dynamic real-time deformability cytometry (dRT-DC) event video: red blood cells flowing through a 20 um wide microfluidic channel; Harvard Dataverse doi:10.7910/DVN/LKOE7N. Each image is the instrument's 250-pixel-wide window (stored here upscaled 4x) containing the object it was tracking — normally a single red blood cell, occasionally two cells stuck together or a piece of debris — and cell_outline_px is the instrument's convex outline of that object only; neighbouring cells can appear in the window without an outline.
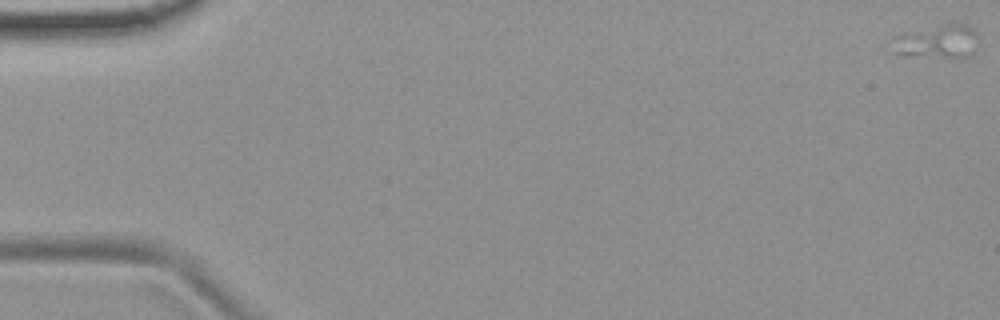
{"species": "common noctule bat (a hibernating species)", "species_latin": "Nyctalus noctula", "temperature_condition": "room temperature", "stored_images_in_passage": 7, "camera_frame_rate_fps": 3000, "um_per_image_px": 0.085, "animal": {"sex": "female", "body_mass_g": 19.9}, "frame": {"image": 1, "passage_image": 1, "time_ms": 0.0, "image_size_px": [1000, 320], "cell_outline_px": [[976, 36], [956, 56], [904, 56], [892, 52], [896, 36], [908, 32], [948, 24], [964, 24], [972, 28], [976, 32]], "centroid_in_image_um": [79.45, 3.49], "position_along_channel_um": 5.6, "area_um2": 14.91}}